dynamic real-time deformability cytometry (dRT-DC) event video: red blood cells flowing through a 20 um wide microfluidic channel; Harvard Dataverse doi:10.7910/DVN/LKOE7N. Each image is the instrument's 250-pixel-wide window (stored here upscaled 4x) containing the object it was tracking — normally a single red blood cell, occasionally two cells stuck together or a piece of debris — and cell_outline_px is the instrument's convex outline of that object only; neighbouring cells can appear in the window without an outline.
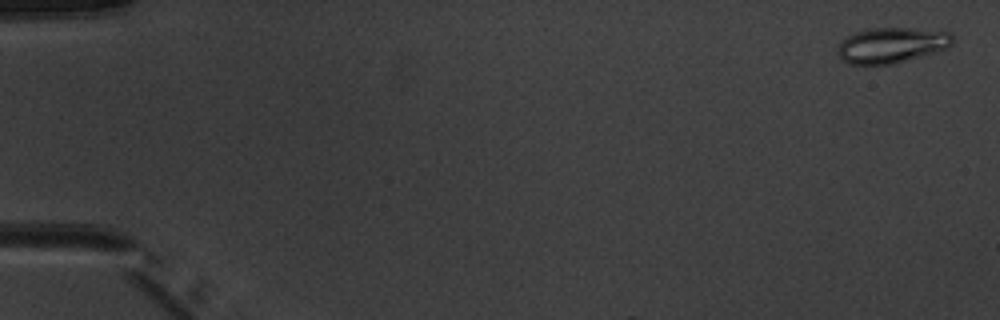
{"species": "common noctule bat (a hibernating species)", "species_latin": "Nyctalus noctula", "temperature_condition": "warm", "stored_images_in_passage": 4, "camera_frame_rate_fps": 3000, "um_per_image_px": 0.085, "animal": {"sex": "male", "body_mass_g": 20.1, "forearm_length_mm": 53.5}, "frame": {"image": 1, "passage_image": 1, "time_ms": 0.0, "image_size_px": [1000, 320], "cell_outline_px": [[956, 40], [948, 48], [936, 52], [888, 64], [848, 64], [836, 52], [836, 48], [840, 40], [856, 32], [872, 28], [908, 28], [952, 32]], "centroid_in_image_um": [75.8, 3.82], "position_along_channel_um": 9.2, "area_um2": 23.76}}